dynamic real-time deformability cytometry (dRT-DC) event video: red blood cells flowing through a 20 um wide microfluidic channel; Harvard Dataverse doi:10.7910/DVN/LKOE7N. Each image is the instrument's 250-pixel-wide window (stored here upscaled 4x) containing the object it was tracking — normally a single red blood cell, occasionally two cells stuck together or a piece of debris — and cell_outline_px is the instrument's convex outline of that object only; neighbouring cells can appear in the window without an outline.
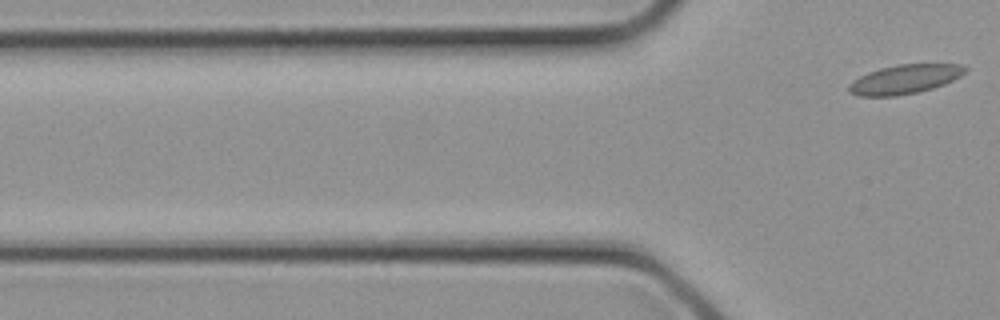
{"species": "common noctule bat (a hibernating species)", "species_latin": "Nyctalus noctula", "temperature_condition": "cold", "stored_images_in_passage": 3, "segment_of_instrument_passage": [2, 2], "camera_frame_rate_fps": 3000, "um_per_image_px": 0.085, "animal": {"sex": "female", "body_mass_g": 21.9}, "frame": {"image": 1, "passage_image": 3, "time_ms": 0.667, "image_size_px": [1000, 320], "cell_outline_px": [[968, 68], [960, 76], [944, 84], [932, 88], [916, 92], [896, 96], [860, 96], [848, 92], [848, 84], [852, 80], [868, 72], [880, 68], [896, 64], [960, 64]], "centroid_in_image_um": [76.86, 6.73], "position_along_channel_um": 48.9, "area_um2": 19.71}}